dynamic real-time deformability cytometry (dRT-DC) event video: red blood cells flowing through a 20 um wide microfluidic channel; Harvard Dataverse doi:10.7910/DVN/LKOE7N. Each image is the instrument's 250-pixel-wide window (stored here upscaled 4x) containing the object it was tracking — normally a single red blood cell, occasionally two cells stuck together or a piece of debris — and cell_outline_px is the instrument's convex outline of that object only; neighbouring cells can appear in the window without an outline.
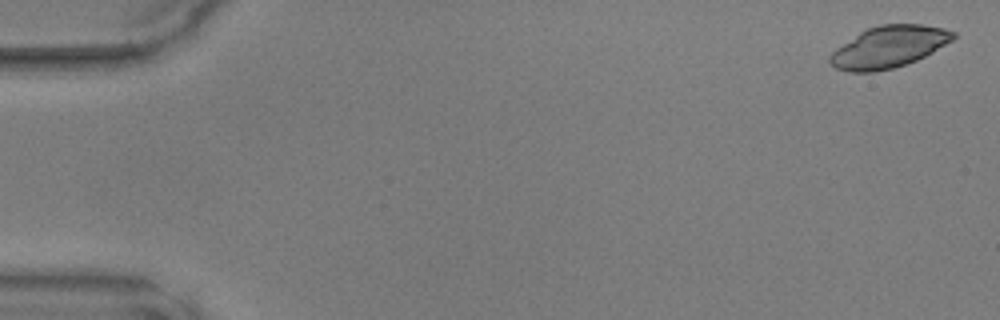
{"species": "common noctule bat (a hibernating species)", "species_latin": "Nyctalus noctula", "temperature_condition": "warm", "stored_images_in_passage": 5, "segment_of_instrument_passage": [2, 2], "camera_frame_rate_fps": 3000, "um_per_image_px": 0.085, "animal": {"sex": "male", "body_mass_g": 17.9, "forearm_length_mm": 54.2}, "frame": {"image": 1, "passage_image": 5, "time_ms": 1.333, "image_size_px": [1000, 320], "cell_outline_px": [[956, 36], [952, 40], [932, 52], [916, 60], [892, 68], [872, 72], [848, 72], [836, 68], [828, 60], [828, 56], [836, 48], [860, 32], [868, 28], [880, 24], [920, 24], [944, 28], [956, 32]], "centroid_in_image_um": [75.53, 3.98], "position_along_channel_um": 9.5, "area_um2": 29.71}}